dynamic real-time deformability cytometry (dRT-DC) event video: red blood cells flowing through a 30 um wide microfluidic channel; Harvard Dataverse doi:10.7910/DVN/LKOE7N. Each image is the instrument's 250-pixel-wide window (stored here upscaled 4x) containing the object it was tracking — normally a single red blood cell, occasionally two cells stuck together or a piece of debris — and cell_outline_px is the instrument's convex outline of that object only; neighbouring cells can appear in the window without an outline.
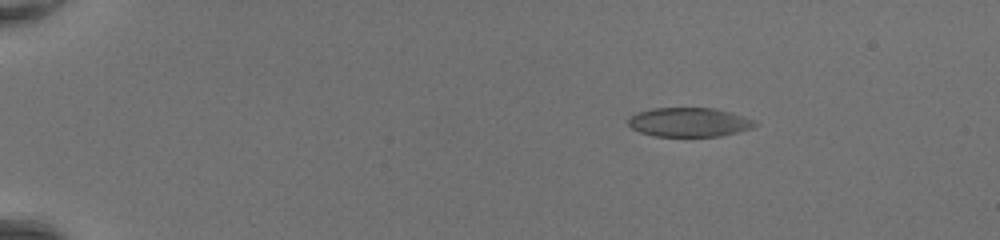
{"species": "common noctule bat (a hibernating species)", "species_latin": "Nyctalus noctula", "temperature_condition": "room temperature", "stored_images_in_passage": 41, "camera_frame_rate_fps": 3000, "um_per_image_px": 0.085, "animal": {"sex": "female", "body_mass_g": 20.0, "forearm_length_mm": 54.0}, "frame": {"image": 1, "passage_image": 1, "time_ms": 0.0, "image_size_px": [1000, 240], "cell_outline_px": [[756, 124], [752, 128], [720, 136], [656, 136], [640, 132], [632, 128], [628, 124], [628, 120], [636, 112], [652, 108], [716, 108], [744, 116], [752, 120]], "centroid_in_image_um": [58.55, 10.38], "position_along_channel_um": 26.4, "area_um2": 21.33}}
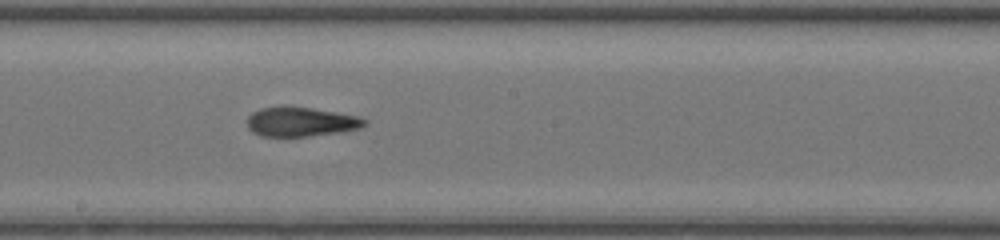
{"frame": {"image": 2, "passage_image": 22, "time_ms": 7.0, "image_size_px": [1000, 240], "cell_outline_px": [[368, 124], [360, 128], [340, 132], [308, 136], [260, 136], [252, 132], [248, 128], [248, 116], [252, 112], [260, 108], [284, 104], [288, 104], [312, 108], [356, 116], [368, 120]], "centroid_in_image_um": [25.54, 10.33], "position_along_channel_um": 222.7, "area_um2": 20.46}}
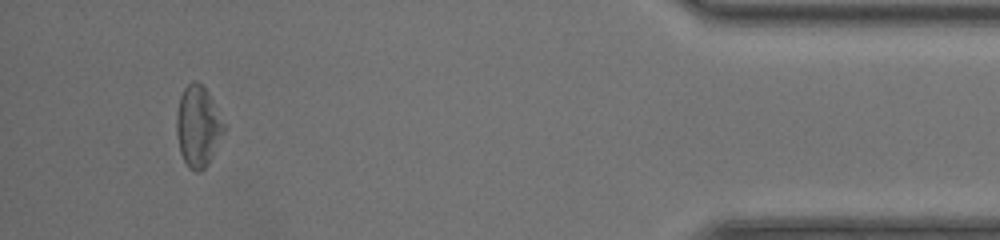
{"frame": {"image": 3, "passage_image": 39, "time_ms": 12.667, "image_size_px": [1000, 240], "cell_outline_px": [[224, 132], [208, 164], [200, 172], [196, 172], [188, 168], [180, 152], [176, 132], [176, 116], [180, 96], [184, 88], [192, 80], [196, 80], [208, 92], [224, 124]], "centroid_in_image_um": [16.8, 10.75], "position_along_channel_um": 418.4, "area_um2": 22.14}, "authors_computed_cell_mechanics": {"area_um2": 21.3282, "velocity_mm_per_s": 4.3912, "shape_relaxation_time_tau1_ms": null, "shape_relaxation_time_tau2_ms": 1.8792, "deformation_change_tau1": null, "deformation_change_tau2": 0.1072}}